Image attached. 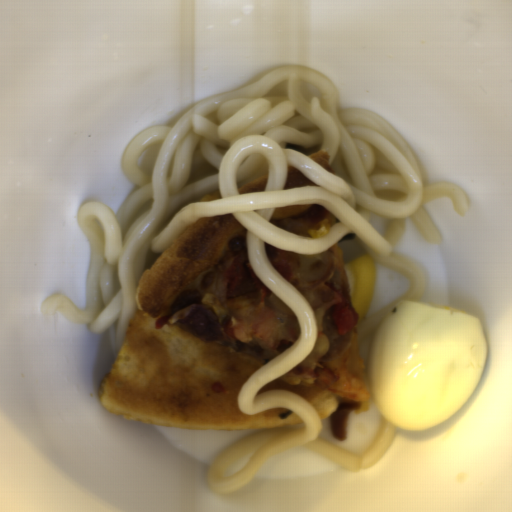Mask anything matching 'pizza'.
<instances>
[{
	"instance_id": "2",
	"label": "pizza",
	"mask_w": 512,
	"mask_h": 512,
	"mask_svg": "<svg viewBox=\"0 0 512 512\" xmlns=\"http://www.w3.org/2000/svg\"><path fill=\"white\" fill-rule=\"evenodd\" d=\"M328 309L314 312L316 336L310 354L297 365L308 369L328 370L335 377L325 385L295 386L281 378H276L261 387L255 396L266 390H284L292 392L310 403L320 420L330 417L343 406L357 405L356 412L369 410L374 400L368 380V367L361 359L359 328L356 325L350 334V341L340 354L330 360L320 362L322 355L330 348V337L323 333L322 322Z\"/></svg>"
},
{
	"instance_id": "7",
	"label": "pizza",
	"mask_w": 512,
	"mask_h": 512,
	"mask_svg": "<svg viewBox=\"0 0 512 512\" xmlns=\"http://www.w3.org/2000/svg\"><path fill=\"white\" fill-rule=\"evenodd\" d=\"M308 157L312 159L315 163H317L320 167H322L324 170L334 174L332 162L330 160L329 153L327 152L326 149L316 151Z\"/></svg>"
},
{
	"instance_id": "3",
	"label": "pizza",
	"mask_w": 512,
	"mask_h": 512,
	"mask_svg": "<svg viewBox=\"0 0 512 512\" xmlns=\"http://www.w3.org/2000/svg\"><path fill=\"white\" fill-rule=\"evenodd\" d=\"M341 220L318 204L277 208L269 219L273 226L304 237H321Z\"/></svg>"
},
{
	"instance_id": "8",
	"label": "pizza",
	"mask_w": 512,
	"mask_h": 512,
	"mask_svg": "<svg viewBox=\"0 0 512 512\" xmlns=\"http://www.w3.org/2000/svg\"><path fill=\"white\" fill-rule=\"evenodd\" d=\"M218 199H222V195H221V191H219L217 189V190L208 192L206 194H203L199 202H207L208 203V202L215 201Z\"/></svg>"
},
{
	"instance_id": "1",
	"label": "pizza",
	"mask_w": 512,
	"mask_h": 512,
	"mask_svg": "<svg viewBox=\"0 0 512 512\" xmlns=\"http://www.w3.org/2000/svg\"><path fill=\"white\" fill-rule=\"evenodd\" d=\"M248 230L231 214L199 217L162 251L136 283L137 310L99 381L97 398L113 414L186 429L264 431L303 426L291 410L245 414L240 392L266 363L169 318L206 304L219 326L234 303L226 287Z\"/></svg>"
},
{
	"instance_id": "5",
	"label": "pizza",
	"mask_w": 512,
	"mask_h": 512,
	"mask_svg": "<svg viewBox=\"0 0 512 512\" xmlns=\"http://www.w3.org/2000/svg\"><path fill=\"white\" fill-rule=\"evenodd\" d=\"M314 185L319 184L305 176L291 164L287 165V178L283 190H293Z\"/></svg>"
},
{
	"instance_id": "4",
	"label": "pizza",
	"mask_w": 512,
	"mask_h": 512,
	"mask_svg": "<svg viewBox=\"0 0 512 512\" xmlns=\"http://www.w3.org/2000/svg\"><path fill=\"white\" fill-rule=\"evenodd\" d=\"M328 250L332 253V269L328 275L320 280L325 282L335 291L342 294L343 304H352L350 287L345 271V262L343 252L338 245V241L332 245ZM353 305V304H352Z\"/></svg>"
},
{
	"instance_id": "6",
	"label": "pizza",
	"mask_w": 512,
	"mask_h": 512,
	"mask_svg": "<svg viewBox=\"0 0 512 512\" xmlns=\"http://www.w3.org/2000/svg\"><path fill=\"white\" fill-rule=\"evenodd\" d=\"M268 173L263 174L248 183L242 185L237 188L239 195L240 194H255L261 191H264L265 186L267 184Z\"/></svg>"
},
{
	"instance_id": "9",
	"label": "pizza",
	"mask_w": 512,
	"mask_h": 512,
	"mask_svg": "<svg viewBox=\"0 0 512 512\" xmlns=\"http://www.w3.org/2000/svg\"><path fill=\"white\" fill-rule=\"evenodd\" d=\"M263 248H264V251H265V254H266V257H267V260L269 263H270L271 259L274 257V255L279 250H281L280 248L273 246L267 242H264Z\"/></svg>"
}]
</instances>
